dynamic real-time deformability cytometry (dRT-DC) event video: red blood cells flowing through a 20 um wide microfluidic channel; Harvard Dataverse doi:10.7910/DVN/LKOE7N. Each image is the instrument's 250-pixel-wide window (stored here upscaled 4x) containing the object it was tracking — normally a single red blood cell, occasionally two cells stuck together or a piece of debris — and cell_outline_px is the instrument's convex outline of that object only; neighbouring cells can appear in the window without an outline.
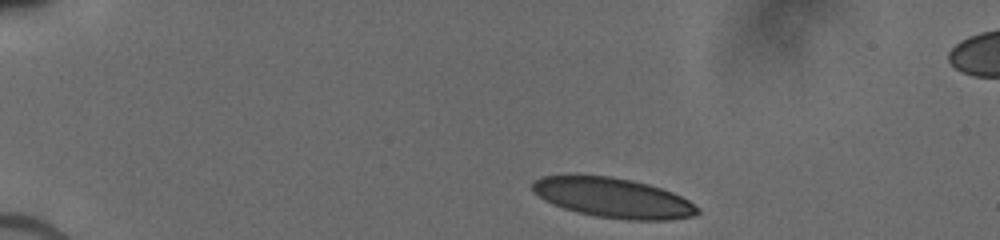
{"species": "human", "species_latin": "Homo sapiens", "temperature_condition": "cold", "stored_images_in_passage": 6, "camera_frame_rate_fps": 3000, "um_per_image_px": 0.085, "donor": {"sex": "male"}, "frame": {"image": 1, "passage_image": 1, "time_ms": 0.0, "image_size_px": [1000, 240], "cell_outline_px": [[700, 212], [696, 216], [668, 220], [628, 220], [596, 216], [576, 212], [552, 204], [544, 200], [532, 192], [532, 184], [536, 180], [544, 176], [612, 176], [632, 180], [648, 184], [672, 192], [688, 200], [700, 208]], "centroid_in_image_um": [52.14, 16.83], "position_along_channel_um": 32.9, "area_um2": 38.21}}
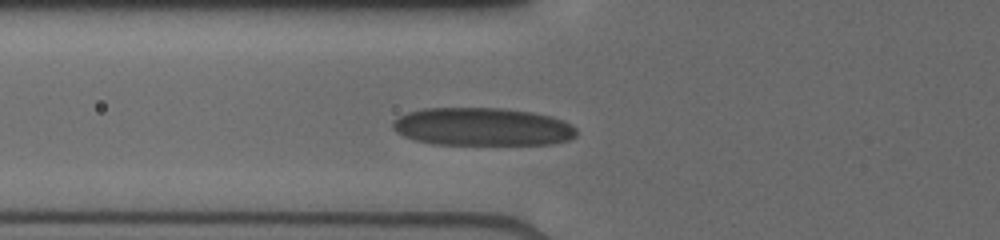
{"frame": {"image": 2, "passage_image": 5, "time_ms": 3.333, "image_size_px": [1000, 240], "cell_outline_px": [[576, 136], [568, 140], [552, 144], [432, 144], [416, 140], [404, 136], [396, 132], [392, 128], [392, 120], [408, 112], [424, 108], [504, 108], [532, 112], [552, 116], [572, 124], [576, 128]], "centroid_in_image_um": [41.0, 10.77], "position_along_channel_um": 84.8, "area_um2": 40.86}}